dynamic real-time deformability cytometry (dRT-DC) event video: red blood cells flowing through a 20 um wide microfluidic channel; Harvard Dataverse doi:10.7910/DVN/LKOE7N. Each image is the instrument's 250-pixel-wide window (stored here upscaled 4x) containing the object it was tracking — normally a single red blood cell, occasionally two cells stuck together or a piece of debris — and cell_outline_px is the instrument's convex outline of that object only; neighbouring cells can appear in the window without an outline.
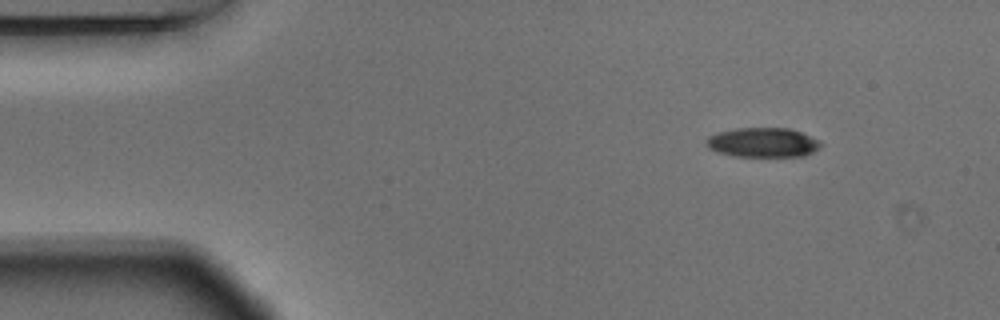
{"species": "Egyptian fruit bat (a non-hibernating species)", "species_latin": "Rousettus aegyptiacus", "temperature_condition": "warm", "stored_images_in_passage": 49, "camera_frame_rate_fps": 3000, "um_per_image_px": 0.085, "animal": {"sex": "male"}, "frame": {"image": 1, "passage_image": 1, "time_ms": 0.0, "image_size_px": [1000, 320], "cell_outline_px": [[824, 144], [820, 148], [804, 156], [732, 156], [716, 152], [708, 148], [704, 144], [704, 140], [708, 136], [720, 132], [736, 128], [788, 128], [800, 132], [820, 140]], "centroid_in_image_um": [64.82, 12.11], "position_along_channel_um": 20.2, "area_um2": 19.88}}
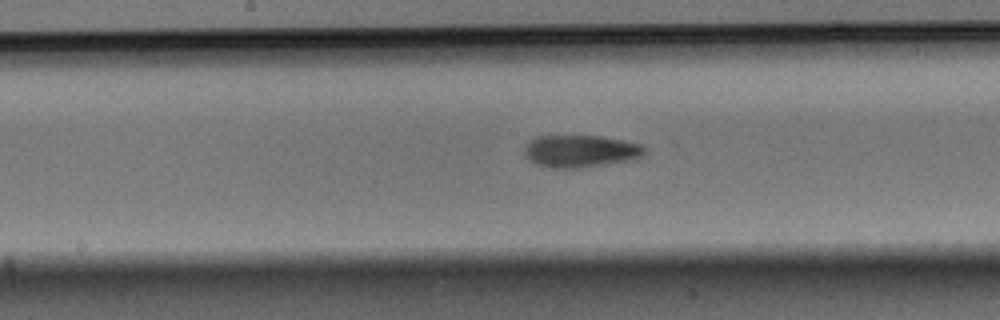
{"frame": {"image": 2, "passage_image": 22, "time_ms": 7.0, "image_size_px": [1000, 320], "cell_outline_px": [[644, 152], [640, 156], [632, 160], [576, 168], [552, 168], [536, 164], [524, 152], [524, 148], [528, 140], [536, 136], [600, 136], [640, 144], [644, 148]], "centroid_in_image_um": [49.3, 12.84], "position_along_channel_um": 198.9, "area_um2": 22.25}}
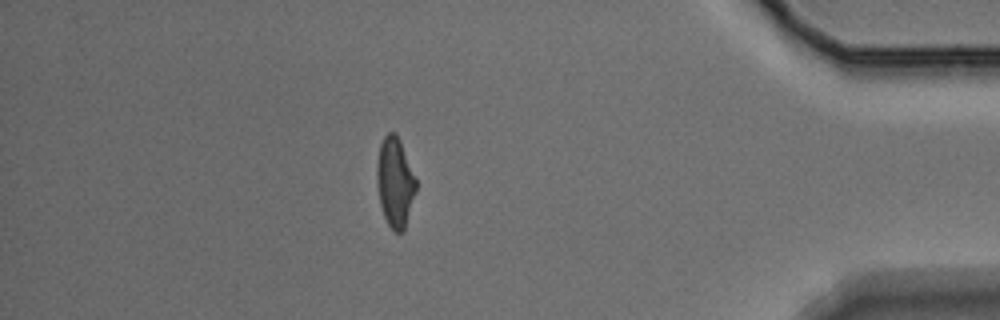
{"frame": {"image": 3, "passage_image": 42, "time_ms": 13.667, "image_size_px": [1000, 320], "cell_outline_px": [[416, 192], [404, 232], [396, 232], [388, 224], [384, 216], [380, 204], [376, 184], [376, 164], [380, 144], [384, 136], [388, 132], [396, 132], [400, 140], [416, 180]], "centroid_in_image_um": [33.56, 15.49], "position_along_channel_um": 401.6, "area_um2": 20.58}, "authors_computed_cell_mechanics": {"area_um2": 21.3282, "velocity_mm_per_s": 3.6857, "shape_relaxation_time_tau1_ms": 4.8239, "shape_relaxation_time_tau2_ms": 3.2009, "deformation_change_tau1": 0.1952, "deformation_change_tau2": 0.1189}}